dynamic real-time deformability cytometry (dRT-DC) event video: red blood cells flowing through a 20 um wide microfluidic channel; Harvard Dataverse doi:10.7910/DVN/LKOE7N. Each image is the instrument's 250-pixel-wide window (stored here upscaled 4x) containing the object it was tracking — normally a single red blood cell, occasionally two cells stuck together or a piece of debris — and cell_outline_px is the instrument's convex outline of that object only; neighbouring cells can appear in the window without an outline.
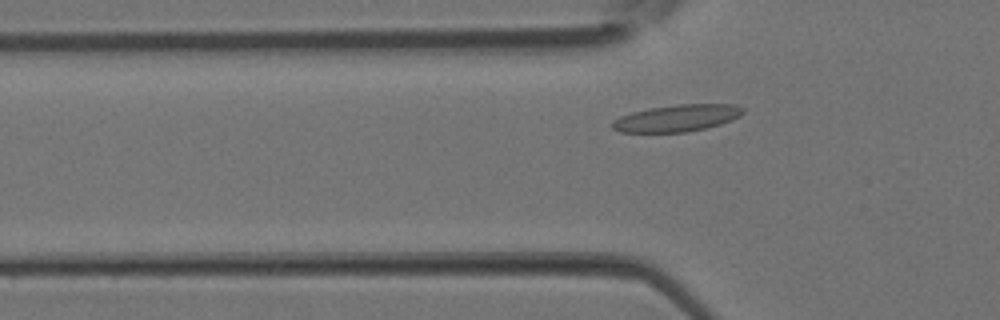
{"species": "Egyptian fruit bat (a non-hibernating species)", "species_latin": "Rousettus aegyptiacus", "temperature_condition": "room temperature", "stored_images_in_passage": 4, "camera_frame_rate_fps": 3000, "um_per_image_px": 0.085, "animal": {"sex": "female"}, "frame": {"image": 1, "passage_image": 4, "time_ms": 1.0, "image_size_px": [1000, 320], "cell_outline_px": [[744, 112], [740, 116], [732, 120], [720, 124], [688, 132], [620, 132], [612, 128], [612, 120], [620, 116], [632, 112], [652, 108], [676, 104], [736, 104], [744, 108]], "centroid_in_image_um": [57.56, 10.03], "position_along_channel_um": 68.2, "area_um2": 20.46}}